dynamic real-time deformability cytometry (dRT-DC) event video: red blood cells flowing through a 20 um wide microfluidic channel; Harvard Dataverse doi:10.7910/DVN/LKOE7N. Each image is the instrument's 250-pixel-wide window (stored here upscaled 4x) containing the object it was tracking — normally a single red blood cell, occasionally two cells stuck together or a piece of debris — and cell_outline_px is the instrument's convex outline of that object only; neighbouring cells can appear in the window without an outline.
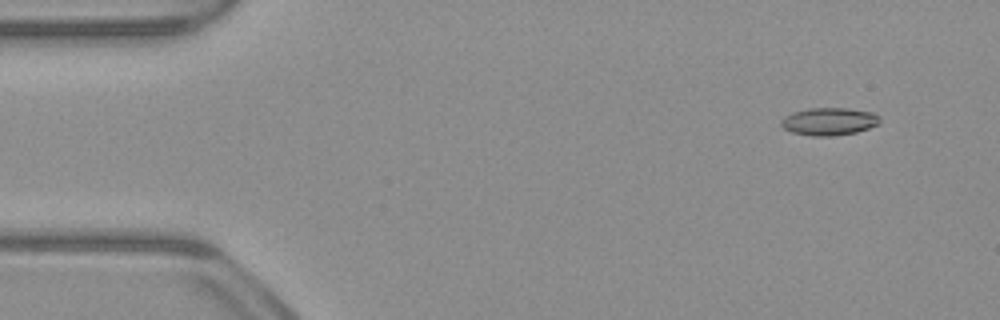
{"species": "common noctule bat (a hibernating species)", "species_latin": "Nyctalus noctula", "temperature_condition": "warm", "stored_images_in_passage": 49, "camera_frame_rate_fps": 3000, "um_per_image_px": 0.085, "animal": {"sex": "male", "body_mass_g": 23.1, "forearm_length_mm": 52.7}, "frame": {"image": 1, "passage_image": 1, "time_ms": 0.0, "image_size_px": [1000, 320], "cell_outline_px": [[880, 124], [856, 132], [832, 136], [812, 136], [792, 132], [784, 128], [780, 124], [780, 120], [784, 116], [792, 112], [808, 108], [848, 108], [872, 112], [880, 116]], "centroid_in_image_um": [70.47, 10.31], "position_along_channel_um": 14.5, "area_um2": 16.01}}
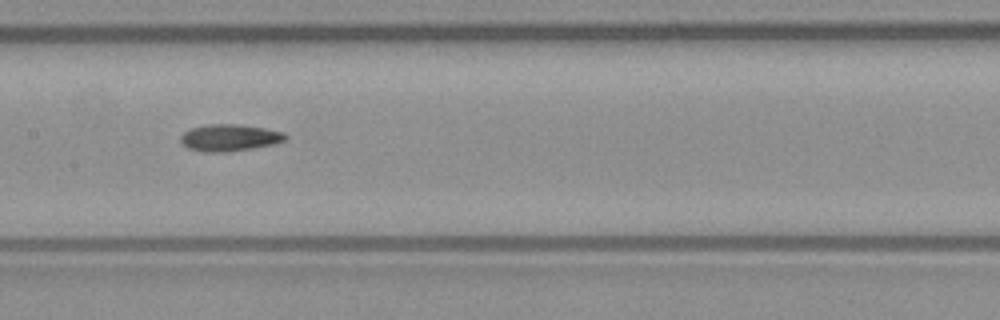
{"frame": {"image": 2, "passage_image": 22, "time_ms": 7.0, "image_size_px": [1000, 320], "cell_outline_px": [[288, 136], [284, 140], [272, 144], [252, 148], [228, 152], [204, 152], [188, 148], [180, 140], [180, 136], [184, 132], [192, 128], [208, 124], [236, 124], [264, 128], [284, 132]], "centroid_in_image_um": [19.5, 11.7], "position_along_channel_um": 187.9, "area_um2": 16.24}}
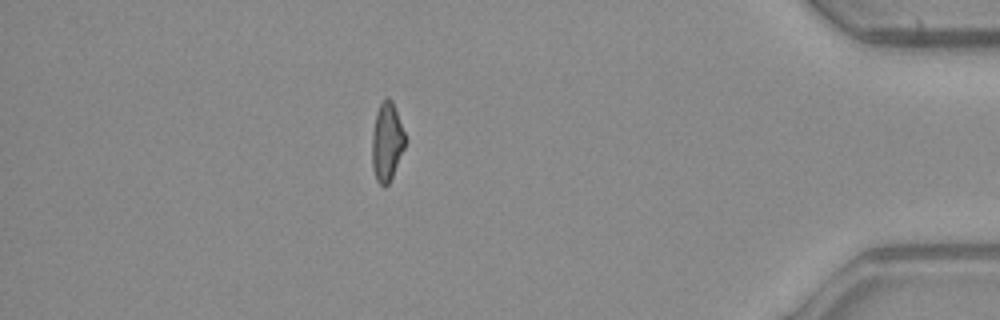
{"frame": {"image": 3, "passage_image": 42, "time_ms": 13.667, "image_size_px": [1000, 320], "cell_outline_px": [[404, 148], [392, 176], [388, 184], [384, 188], [376, 180], [372, 168], [372, 136], [376, 112], [384, 96], [388, 96], [392, 100], [404, 132]], "centroid_in_image_um": [32.86, 12.05], "position_along_channel_um": 402.3, "area_um2": 15.03}, "authors_computed_cell_mechanics": {"area_um2": 15.7794, "velocity_mm_per_s": 3.9702, "shape_relaxation_time_tau1_ms": null, "shape_relaxation_time_tau2_ms": 5.0315, "deformation_change_tau1": null, "deformation_change_tau2": 0.1276}}